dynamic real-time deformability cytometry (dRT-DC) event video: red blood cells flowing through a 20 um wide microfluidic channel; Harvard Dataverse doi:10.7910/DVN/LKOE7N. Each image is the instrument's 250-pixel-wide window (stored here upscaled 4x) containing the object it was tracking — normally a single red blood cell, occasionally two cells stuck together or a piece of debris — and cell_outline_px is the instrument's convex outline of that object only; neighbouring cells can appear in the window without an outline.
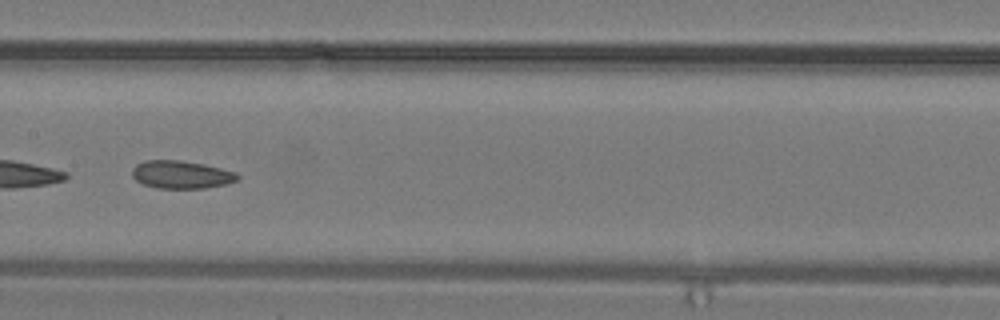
{"species": "common noctule bat (a hibernating species)", "species_latin": "Nyctalus noctula", "temperature_condition": "warm", "stored_images_in_passage": 24, "camera_frame_rate_fps": 3000, "um_per_image_px": 0.085, "animal": {"sex": "male", "body_mass_g": 19.2, "forearm_length_mm": 51.8}, "frame": {"image": 1, "passage_image": 17, "time_ms": 5.333, "image_size_px": [1000, 320], "cell_outline_px": [[240, 176], [236, 180], [224, 184], [204, 188], [156, 188], [144, 184], [136, 180], [132, 176], [132, 168], [136, 164], [144, 160], [180, 160], [204, 164], [236, 172]], "centroid_in_image_um": [15.37, 14.83], "position_along_channel_um": 192.0, "area_um2": 17.05}}
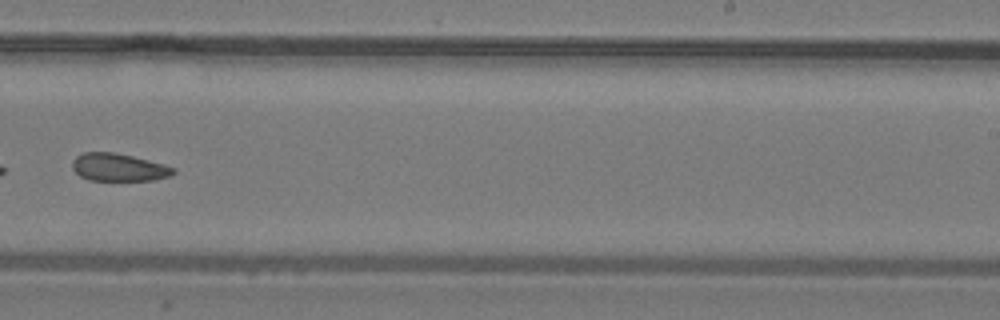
{"frame": {"image": 2, "passage_image": 21, "time_ms": 6.667, "image_size_px": [1000, 320], "cell_outline_px": [[176, 172], [168, 176], [152, 180], [88, 180], [80, 176], [72, 168], [72, 160], [76, 156], [84, 152], [112, 152], [132, 156], [164, 164], [176, 168]], "centroid_in_image_um": [10.07, 14.22], "position_along_channel_um": 278.9, "area_um2": 16.24}}